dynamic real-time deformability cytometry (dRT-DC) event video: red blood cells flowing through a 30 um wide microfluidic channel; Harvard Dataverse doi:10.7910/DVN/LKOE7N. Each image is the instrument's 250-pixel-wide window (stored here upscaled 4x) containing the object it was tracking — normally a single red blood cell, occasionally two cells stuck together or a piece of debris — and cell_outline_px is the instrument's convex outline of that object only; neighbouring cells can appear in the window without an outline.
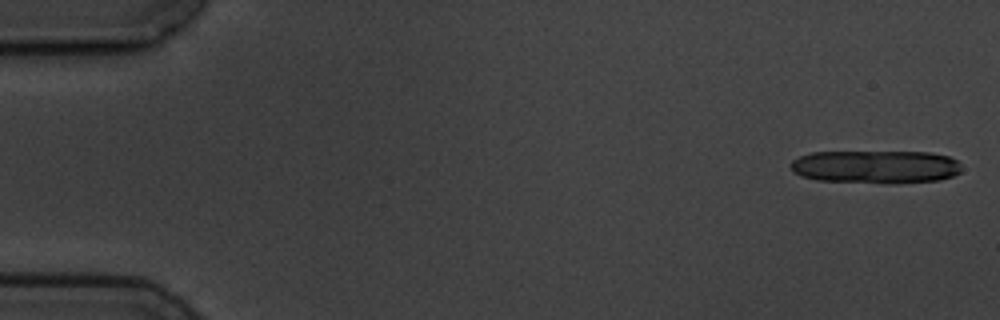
{"species": "common noctule bat (a hibernating species)", "species_latin": "Nyctalus noctula", "temperature_condition": "cold", "stored_images_in_passage": 5, "camera_frame_rate_fps": 3000, "um_per_image_px": 0.085, "animal": {"sex": "male", "body_mass_g": 19.5, "forearm_length_mm": 54.6}, "frame": {"image": 1, "passage_image": 1, "time_ms": 0.0, "image_size_px": [1000, 320], "cell_outline_px": [[960, 172], [952, 176], [940, 180], [816, 180], [800, 176], [792, 172], [792, 160], [800, 156], [812, 152], [928, 152], [948, 156], [956, 160], [960, 164]], "centroid_in_image_um": [74.39, 14.12], "position_along_channel_um": 10.6, "area_um2": 31.44}}